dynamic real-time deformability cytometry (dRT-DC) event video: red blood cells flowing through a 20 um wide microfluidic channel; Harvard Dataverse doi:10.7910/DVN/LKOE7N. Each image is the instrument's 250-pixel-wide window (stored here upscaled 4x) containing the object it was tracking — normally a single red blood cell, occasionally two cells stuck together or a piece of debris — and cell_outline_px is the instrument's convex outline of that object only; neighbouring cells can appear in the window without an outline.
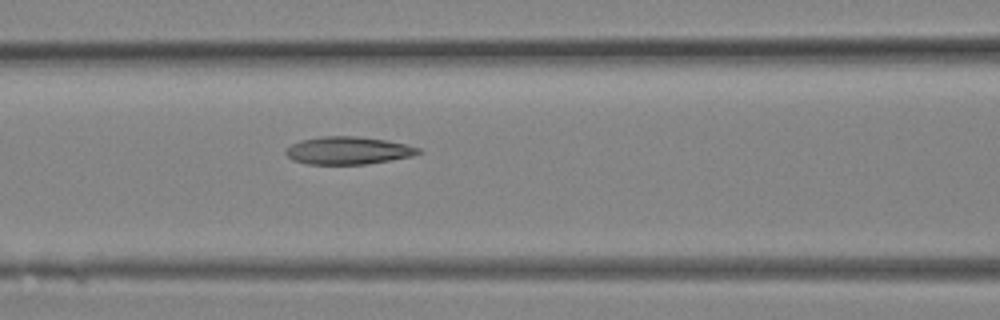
{"species": "Egyptian fruit bat (a non-hibernating species)", "species_latin": "Rousettus aegyptiacus", "temperature_condition": "room temperature", "stored_images_in_passage": 12, "camera_frame_rate_fps": 3000, "um_per_image_px": 0.085, "animal": {"sex": "female"}, "frame": {"image": 1, "passage_image": 12, "time_ms": 3.667, "image_size_px": [1000, 320], "cell_outline_px": [[420, 152], [412, 156], [368, 164], [308, 164], [292, 160], [284, 152], [284, 148], [300, 140], [320, 136], [360, 136], [384, 140], [404, 144], [420, 148]], "centroid_in_image_um": [29.53, 12.79], "position_along_channel_um": 137.1, "area_um2": 21.39}}